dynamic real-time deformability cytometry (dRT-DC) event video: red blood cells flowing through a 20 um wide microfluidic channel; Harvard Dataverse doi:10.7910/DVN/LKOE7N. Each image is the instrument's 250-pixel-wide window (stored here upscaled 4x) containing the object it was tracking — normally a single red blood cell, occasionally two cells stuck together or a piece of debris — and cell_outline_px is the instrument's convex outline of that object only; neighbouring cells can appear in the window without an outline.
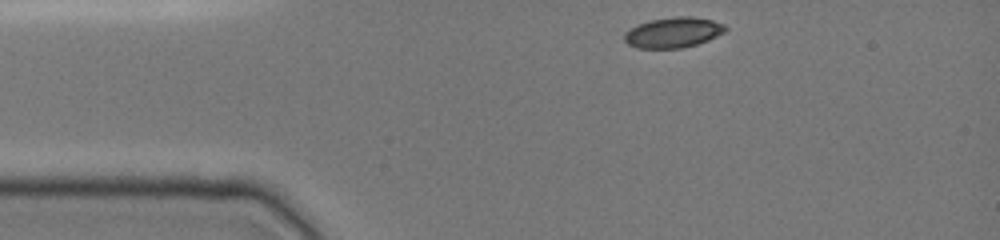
{"species": "common noctule bat (a hibernating species)", "species_latin": "Nyctalus noctula", "temperature_condition": "cold", "stored_images_in_passage": 34, "camera_frame_rate_fps": 3000, "um_per_image_px": 0.085, "animal": {"sex": "female", "body_mass_g": 19.0, "forearm_length_mm": 51.5}, "frame": {"image": 1, "passage_image": 1, "time_ms": 0.0, "image_size_px": [1000, 240], "cell_outline_px": [[728, 28], [724, 32], [708, 40], [696, 44], [680, 48], [636, 48], [628, 44], [624, 40], [624, 32], [636, 24], [648, 20], [676, 16], [692, 16], [712, 20], [724, 24]], "centroid_in_image_um": [57.19, 2.75], "position_along_channel_um": 27.8, "area_um2": 18.03}}
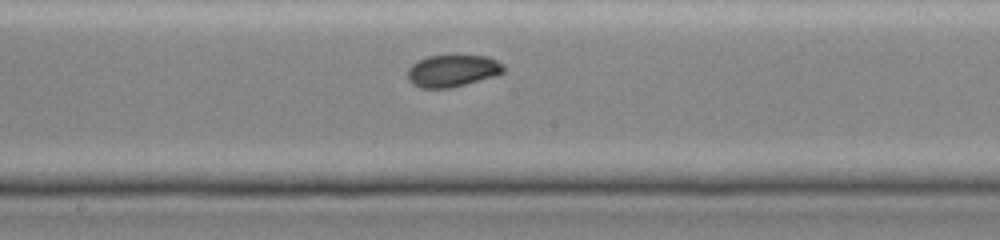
{"frame": {"image": 2, "passage_image": 18, "time_ms": 5.667, "image_size_px": [1000, 240], "cell_outline_px": [[508, 68], [504, 72], [492, 76], [452, 88], [420, 88], [412, 84], [408, 80], [408, 68], [416, 60], [428, 56], [488, 56], [504, 64]], "centroid_in_image_um": [38.45, 6.02], "position_along_channel_um": 209.7, "area_um2": 17.98}}
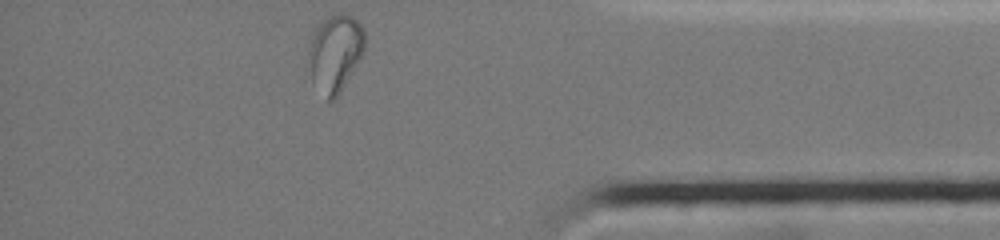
{"frame": {"image": 3, "passage_image": 34, "time_ms": 11.0, "image_size_px": [1000, 240], "cell_outline_px": [[364, 52], [336, 100], [328, 100], [312, 84], [308, 52], [312, 32], [328, 16], [340, 12], [352, 16], [364, 28]], "centroid_in_image_um": [28.48, 4.52], "position_along_channel_um": 406.7, "area_um2": 25.43}}